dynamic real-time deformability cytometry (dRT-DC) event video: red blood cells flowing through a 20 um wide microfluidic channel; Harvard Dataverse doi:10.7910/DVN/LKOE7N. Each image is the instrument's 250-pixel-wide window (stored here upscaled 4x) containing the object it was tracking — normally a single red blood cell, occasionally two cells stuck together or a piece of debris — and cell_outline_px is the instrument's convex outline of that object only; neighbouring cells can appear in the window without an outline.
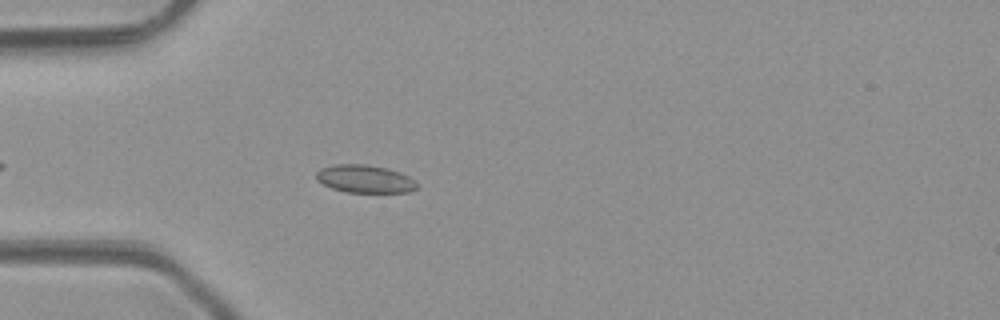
{"species": "common noctule bat (a hibernating species)", "species_latin": "Nyctalus noctula", "temperature_condition": "room temperature", "stored_images_in_passage": 4, "camera_frame_rate_fps": 3000, "um_per_image_px": 0.085, "animal": {"sex": "male", "body_mass_g": 23.1, "forearm_length_mm": 52.7}, "frame": {"image": 1, "passage_image": 4, "time_ms": 3.667, "image_size_px": [1000, 320], "cell_outline_px": [[416, 188], [412, 192], [344, 192], [332, 188], [316, 180], [316, 172], [320, 168], [336, 164], [364, 164], [388, 168], [400, 172], [408, 176], [416, 184]], "centroid_in_image_um": [30.98, 15.2], "position_along_channel_um": 54.0, "area_um2": 16.3}}